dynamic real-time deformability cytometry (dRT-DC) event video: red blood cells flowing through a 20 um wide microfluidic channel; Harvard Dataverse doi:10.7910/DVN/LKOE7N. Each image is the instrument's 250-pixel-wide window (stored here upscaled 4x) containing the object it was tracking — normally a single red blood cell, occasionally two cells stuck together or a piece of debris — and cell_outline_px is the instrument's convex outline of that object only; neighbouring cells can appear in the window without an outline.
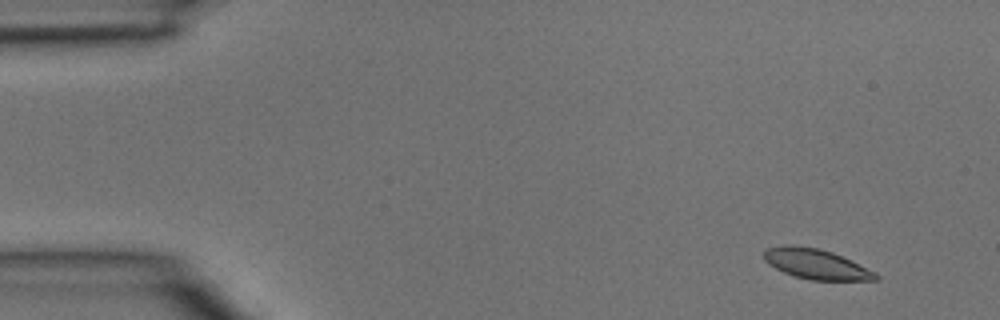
{"species": "common noctule bat (a hibernating species)", "species_latin": "Nyctalus noctula", "temperature_condition": "room temperature", "stored_images_in_passage": 4, "camera_frame_rate_fps": 3000, "um_per_image_px": 0.085, "animal": {"sex": "male", "body_mass_g": 15.6}, "frame": {"image": 1, "passage_image": 2, "time_ms": 0.333, "image_size_px": [1000, 320], "cell_outline_px": [[880, 280], [812, 280], [796, 276], [784, 272], [768, 264], [764, 260], [764, 248], [784, 244], [792, 244], [816, 248], [832, 252], [876, 272], [880, 276]], "centroid_in_image_um": [69.34, 22.43], "position_along_channel_um": 15.7, "area_um2": 19.59}}